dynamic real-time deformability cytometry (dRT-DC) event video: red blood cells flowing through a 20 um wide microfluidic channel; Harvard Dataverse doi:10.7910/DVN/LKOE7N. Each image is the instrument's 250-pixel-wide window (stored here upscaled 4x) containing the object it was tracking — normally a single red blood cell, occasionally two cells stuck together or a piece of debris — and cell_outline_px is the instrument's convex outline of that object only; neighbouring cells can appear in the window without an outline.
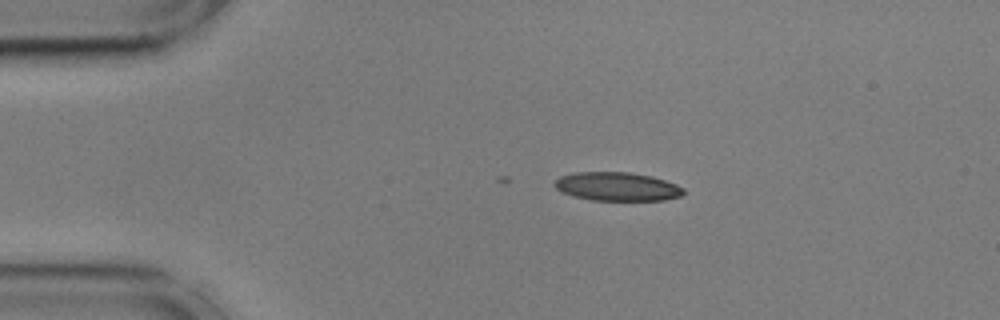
{"species": "common noctule bat (a hibernating species)", "species_latin": "Nyctalus noctula", "temperature_condition": "cold", "stored_images_in_passage": 3, "camera_frame_rate_fps": 3000, "um_per_image_px": 0.085, "animal": {"sex": "male", "body_mass_g": 17.9, "forearm_length_mm": 54.2}, "frame": {"image": 1, "passage_image": 1, "time_ms": 0.0, "image_size_px": [1000, 320], "cell_outline_px": [[684, 192], [680, 196], [664, 200], [592, 200], [572, 196], [556, 188], [552, 184], [560, 176], [572, 172], [628, 172], [652, 176], [676, 184], [684, 188]], "centroid_in_image_um": [52.44, 15.85], "position_along_channel_um": 32.6, "area_um2": 21.5}}